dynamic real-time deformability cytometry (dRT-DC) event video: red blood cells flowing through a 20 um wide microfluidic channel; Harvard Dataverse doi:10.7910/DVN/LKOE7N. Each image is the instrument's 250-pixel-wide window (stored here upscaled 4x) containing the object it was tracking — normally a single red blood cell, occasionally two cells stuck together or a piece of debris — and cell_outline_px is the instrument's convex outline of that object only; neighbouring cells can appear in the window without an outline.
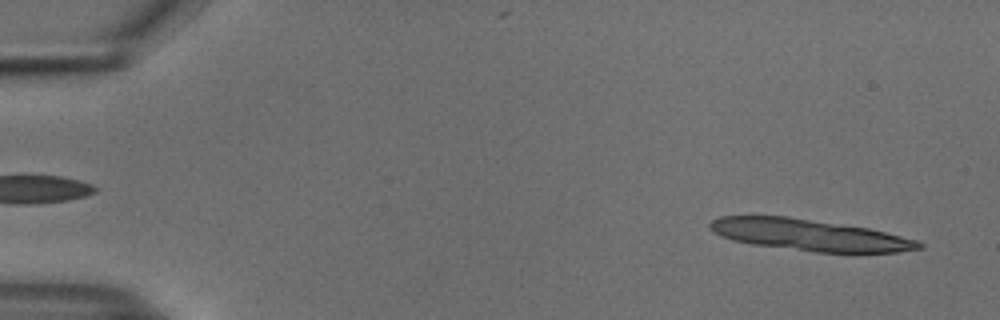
{"species": "common noctule bat (a hibernating species)", "species_latin": "Nyctalus noctula", "temperature_condition": "cold", "stored_images_in_passage": 13, "camera_frame_rate_fps": 3000, "um_per_image_px": 0.085, "animal": {"sex": "male", "body_mass_g": 18.8}, "frame": {"image": 1, "passage_image": 2, "time_ms": 0.333, "image_size_px": [1000, 320], "cell_outline_px": [[924, 248], [900, 252], [816, 252], [752, 244], [732, 240], [720, 236], [708, 228], [708, 224], [712, 220], [720, 216], [788, 216], [868, 228], [916, 240], [924, 244]], "centroid_in_image_um": [68.77, 19.97], "position_along_channel_um": 16.2, "area_um2": 38.09}}